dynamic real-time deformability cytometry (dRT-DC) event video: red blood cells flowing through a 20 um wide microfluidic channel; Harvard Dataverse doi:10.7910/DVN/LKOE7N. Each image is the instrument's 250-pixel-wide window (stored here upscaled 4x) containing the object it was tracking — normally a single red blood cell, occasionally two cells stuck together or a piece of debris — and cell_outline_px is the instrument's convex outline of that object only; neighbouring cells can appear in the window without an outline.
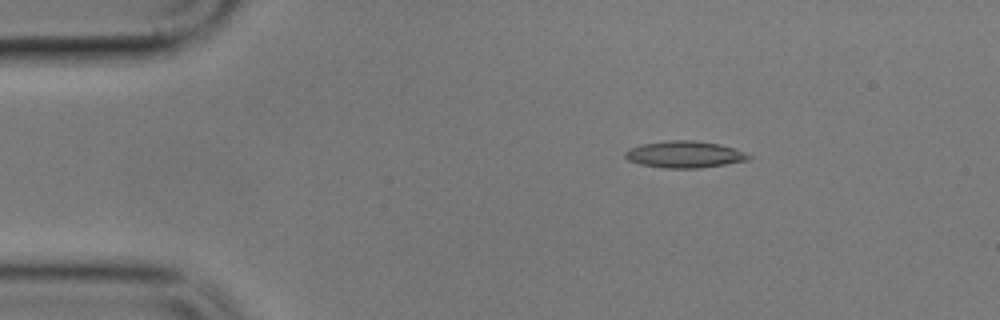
{"species": "common noctule bat (a hibernating species)", "species_latin": "Nyctalus noctula", "temperature_condition": "cold", "stored_images_in_passage": 3, "camera_frame_rate_fps": 3000, "um_per_image_px": 0.085, "animal": {"sex": "male", "body_mass_g": 17.9}, "frame": {"image": 1, "passage_image": 2, "time_ms": 2.0, "image_size_px": [1000, 320], "cell_outline_px": [[752, 156], [748, 160], [700, 168], [664, 168], [640, 164], [628, 160], [624, 156], [624, 152], [628, 148], [640, 144], [668, 140], [696, 140], [720, 144], [744, 152]], "centroid_in_image_um": [58.14, 13.12], "position_along_channel_um": 26.9, "area_um2": 19.31}}